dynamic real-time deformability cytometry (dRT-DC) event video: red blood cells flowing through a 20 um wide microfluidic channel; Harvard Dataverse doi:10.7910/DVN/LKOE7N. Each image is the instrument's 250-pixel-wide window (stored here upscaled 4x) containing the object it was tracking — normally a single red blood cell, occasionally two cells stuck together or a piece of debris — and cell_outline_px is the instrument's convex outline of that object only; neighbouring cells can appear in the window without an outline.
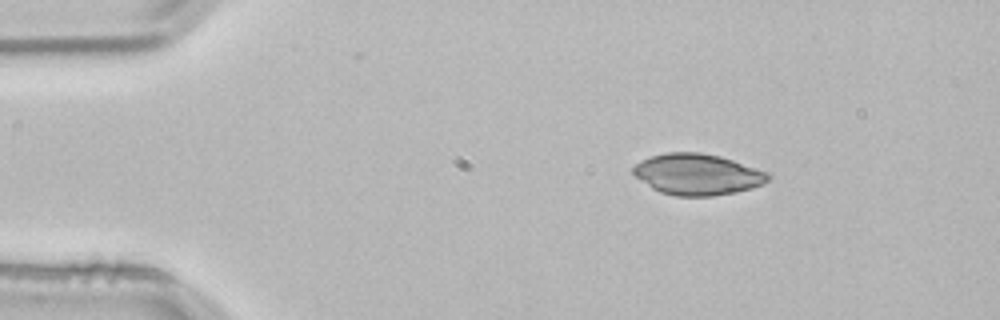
{"species": "common noctule bat (a hibernating species)", "species_latin": "Nyctalus noctula", "temperature_condition": "room temperature", "stored_images_in_passage": 3, "camera_frame_rate_fps": 3000, "um_per_image_px": 0.085, "animal": {"sex": "male", "body_mass_g": 21.5, "forearm_length_mm": 52.0}, "frame": {"image": 1, "passage_image": 1, "time_ms": 0.0, "image_size_px": [1000, 320], "cell_outline_px": [[768, 180], [764, 184], [752, 188], [736, 192], [712, 196], [676, 196], [660, 192], [652, 188], [636, 176], [632, 172], [632, 168], [640, 160], [664, 152], [700, 152], [720, 156], [768, 172]], "centroid_in_image_um": [59.27, 14.82], "position_along_channel_um": 25.7, "area_um2": 32.25}}